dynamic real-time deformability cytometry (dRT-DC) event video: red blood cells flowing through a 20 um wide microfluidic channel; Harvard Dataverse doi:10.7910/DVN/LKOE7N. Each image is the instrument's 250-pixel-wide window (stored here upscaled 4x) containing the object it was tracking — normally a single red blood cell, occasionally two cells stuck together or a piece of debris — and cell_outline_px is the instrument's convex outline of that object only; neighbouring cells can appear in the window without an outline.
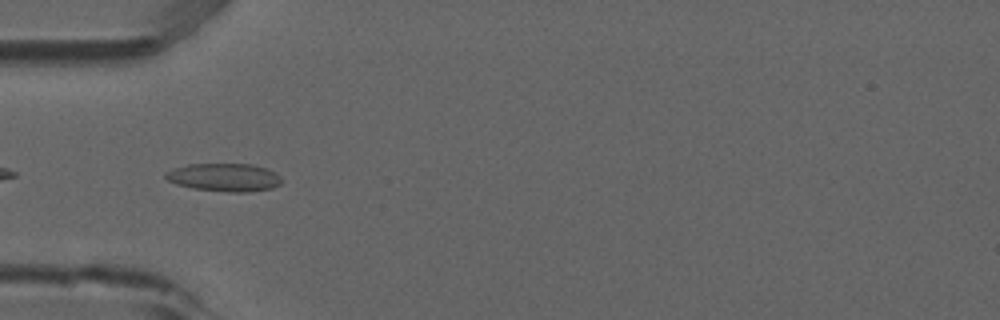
{"species": "common noctule bat (a hibernating species)", "species_latin": "Nyctalus noctula", "temperature_condition": "room temperature", "stored_images_in_passage": 8, "camera_frame_rate_fps": 3000, "um_per_image_px": 0.085, "animal": {"sex": "male", "forearm_length_mm": 52.5}, "frame": {"image": 1, "passage_image": 5, "time_ms": 1.333, "image_size_px": [1000, 320], "cell_outline_px": [[280, 184], [272, 188], [248, 192], [232, 192], [192, 188], [176, 184], [168, 180], [164, 176], [164, 172], [172, 168], [188, 164], [252, 164], [276, 172], [280, 176]], "centroid_in_image_um": [19.03, 15.07], "position_along_channel_um": 66.0, "area_um2": 18.96}}
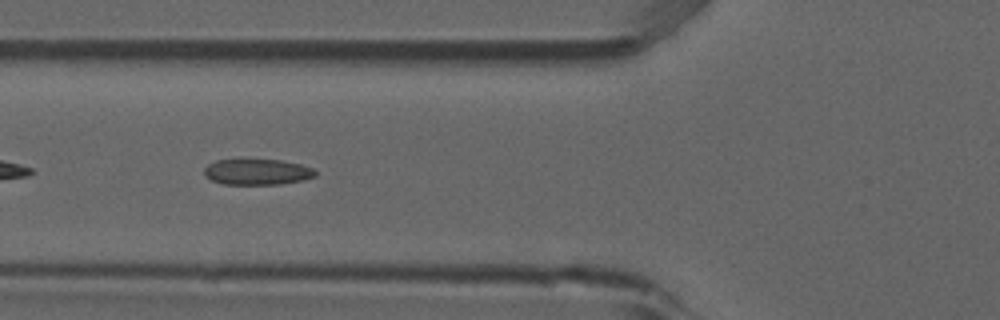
{"frame": {"image": 2, "passage_image": 6, "time_ms": 1.667, "image_size_px": [1000, 320], "cell_outline_px": [[316, 176], [304, 180], [280, 184], [224, 184], [212, 180], [204, 176], [204, 168], [208, 164], [216, 160], [280, 160], [300, 164], [312, 168], [316, 172]], "centroid_in_image_um": [21.86, 14.62], "position_along_channel_um": 103.9, "area_um2": 16.65}}
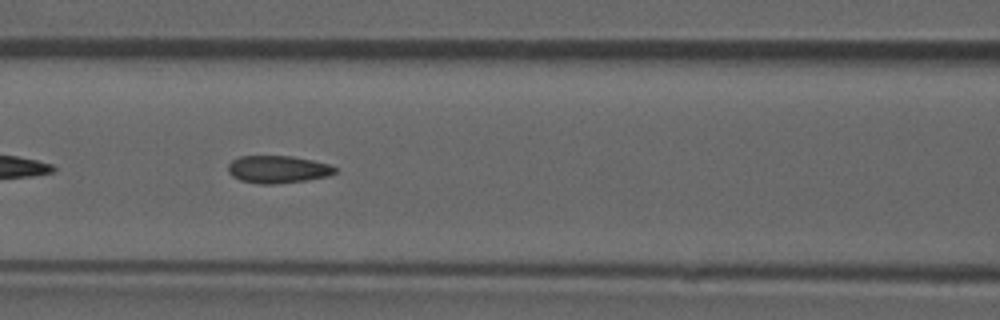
{"frame": {"image": 3, "passage_image": 7, "time_ms": 2.0, "image_size_px": [1000, 320], "cell_outline_px": [[336, 172], [328, 176], [308, 180], [272, 184], [260, 184], [240, 180], [232, 176], [228, 172], [228, 164], [232, 160], [240, 156], [292, 156], [312, 160], [328, 164], [336, 168]], "centroid_in_image_um": [23.6, 14.39], "position_along_channel_um": 143.0, "area_um2": 17.11}}